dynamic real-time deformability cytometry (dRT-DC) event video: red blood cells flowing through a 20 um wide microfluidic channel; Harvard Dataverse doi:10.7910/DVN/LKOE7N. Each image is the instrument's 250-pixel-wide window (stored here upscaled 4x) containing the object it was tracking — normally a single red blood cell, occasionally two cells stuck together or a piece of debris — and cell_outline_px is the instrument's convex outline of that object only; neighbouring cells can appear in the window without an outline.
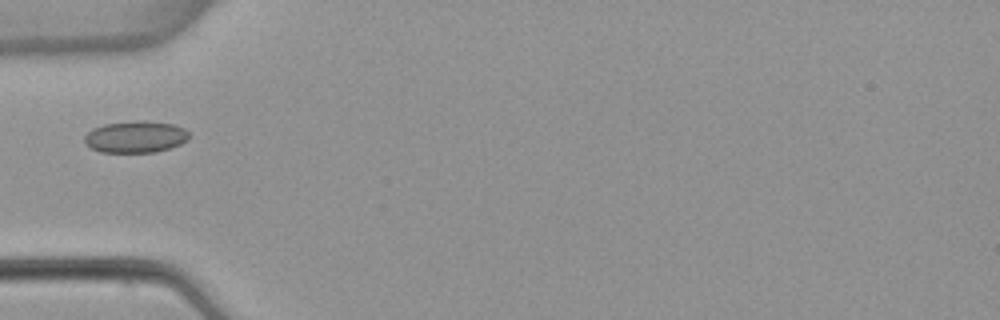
{"species": "common noctule bat (a hibernating species)", "species_latin": "Nyctalus noctula", "temperature_condition": "warm", "stored_images_in_passage": 4, "camera_frame_rate_fps": 3000, "um_per_image_px": 0.085, "animal": {"sex": "female", "body_mass_g": 22.7, "forearm_length_mm": 54.2}, "frame": {"image": 1, "passage_image": 4, "time_ms": 4.0, "image_size_px": [1000, 320], "cell_outline_px": [[188, 140], [180, 144], [156, 152], [100, 152], [84, 144], [84, 136], [92, 128], [104, 124], [172, 124], [184, 128], [188, 132]], "centroid_in_image_um": [11.48, 11.7], "position_along_channel_um": 73.5, "area_um2": 18.32}}